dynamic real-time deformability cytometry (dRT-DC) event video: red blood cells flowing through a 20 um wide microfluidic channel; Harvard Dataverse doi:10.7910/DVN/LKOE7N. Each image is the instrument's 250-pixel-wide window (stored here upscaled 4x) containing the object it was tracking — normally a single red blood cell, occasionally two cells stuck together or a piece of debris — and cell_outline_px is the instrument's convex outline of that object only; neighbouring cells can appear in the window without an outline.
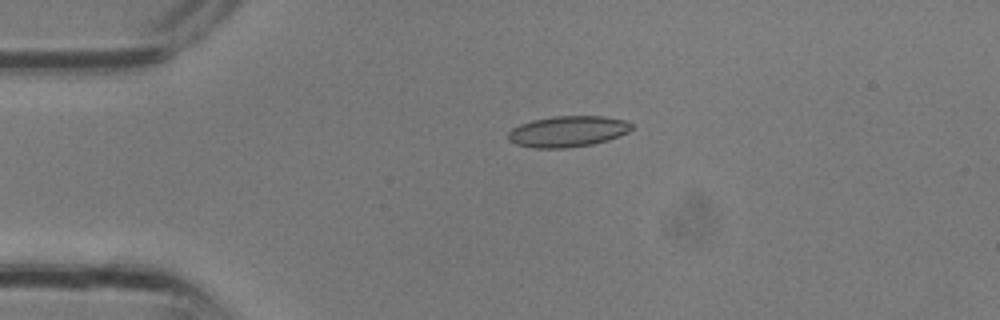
{"species": "common noctule bat (a hibernating species)", "species_latin": "Nyctalus noctula", "temperature_condition": "room temperature", "stored_images_in_passage": 1, "camera_frame_rate_fps": 3000, "um_per_image_px": 0.085, "animal": {"sex": "male", "body_mass_g": 13.3}, "frame": {"image": 1, "passage_image": 1, "time_ms": 0.0, "image_size_px": [1000, 320], "cell_outline_px": [[632, 128], [628, 132], [620, 136], [608, 140], [592, 144], [564, 148], [536, 148], [516, 144], [508, 140], [508, 132], [512, 128], [520, 124], [532, 120], [552, 116], [604, 116], [624, 120], [632, 124]], "centroid_in_image_um": [48.25, 11.17], "position_along_channel_um": 36.7, "area_um2": 22.31}}